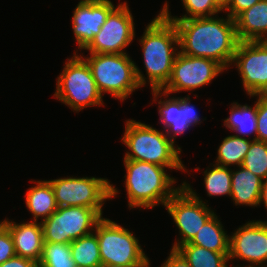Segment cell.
I'll return each mask as SVG.
<instances>
[{"label": "cell", "instance_id": "cell-20", "mask_svg": "<svg viewBox=\"0 0 267 267\" xmlns=\"http://www.w3.org/2000/svg\"><path fill=\"white\" fill-rule=\"evenodd\" d=\"M30 182H34L35 185L31 188L29 187L26 192L25 204L27 210L33 216V220L31 221L38 222V219H40V222H42L58 208L55 194L48 180H30Z\"/></svg>", "mask_w": 267, "mask_h": 267}, {"label": "cell", "instance_id": "cell-39", "mask_svg": "<svg viewBox=\"0 0 267 267\" xmlns=\"http://www.w3.org/2000/svg\"><path fill=\"white\" fill-rule=\"evenodd\" d=\"M229 267H253V266H244V264H243V266H239V265H237V266H229Z\"/></svg>", "mask_w": 267, "mask_h": 267}, {"label": "cell", "instance_id": "cell-31", "mask_svg": "<svg viewBox=\"0 0 267 267\" xmlns=\"http://www.w3.org/2000/svg\"><path fill=\"white\" fill-rule=\"evenodd\" d=\"M16 256L15 246L9 230L0 223V265Z\"/></svg>", "mask_w": 267, "mask_h": 267}, {"label": "cell", "instance_id": "cell-35", "mask_svg": "<svg viewBox=\"0 0 267 267\" xmlns=\"http://www.w3.org/2000/svg\"><path fill=\"white\" fill-rule=\"evenodd\" d=\"M187 114H188V121L191 124L192 127H195L196 125H201L202 118L200 115H198L195 105L191 104V98L189 94H187Z\"/></svg>", "mask_w": 267, "mask_h": 267}, {"label": "cell", "instance_id": "cell-11", "mask_svg": "<svg viewBox=\"0 0 267 267\" xmlns=\"http://www.w3.org/2000/svg\"><path fill=\"white\" fill-rule=\"evenodd\" d=\"M134 18L127 2L119 3L108 15L100 31L84 49L88 54H123L135 39Z\"/></svg>", "mask_w": 267, "mask_h": 267}, {"label": "cell", "instance_id": "cell-38", "mask_svg": "<svg viewBox=\"0 0 267 267\" xmlns=\"http://www.w3.org/2000/svg\"><path fill=\"white\" fill-rule=\"evenodd\" d=\"M151 265H130V266H119V265H101V267H150Z\"/></svg>", "mask_w": 267, "mask_h": 267}, {"label": "cell", "instance_id": "cell-14", "mask_svg": "<svg viewBox=\"0 0 267 267\" xmlns=\"http://www.w3.org/2000/svg\"><path fill=\"white\" fill-rule=\"evenodd\" d=\"M229 261L242 260L253 267H267V221L251 220L231 232Z\"/></svg>", "mask_w": 267, "mask_h": 267}, {"label": "cell", "instance_id": "cell-29", "mask_svg": "<svg viewBox=\"0 0 267 267\" xmlns=\"http://www.w3.org/2000/svg\"><path fill=\"white\" fill-rule=\"evenodd\" d=\"M241 166L263 181L267 179V142L253 140Z\"/></svg>", "mask_w": 267, "mask_h": 267}, {"label": "cell", "instance_id": "cell-18", "mask_svg": "<svg viewBox=\"0 0 267 267\" xmlns=\"http://www.w3.org/2000/svg\"><path fill=\"white\" fill-rule=\"evenodd\" d=\"M239 41H267V0H260L235 18Z\"/></svg>", "mask_w": 267, "mask_h": 267}, {"label": "cell", "instance_id": "cell-24", "mask_svg": "<svg viewBox=\"0 0 267 267\" xmlns=\"http://www.w3.org/2000/svg\"><path fill=\"white\" fill-rule=\"evenodd\" d=\"M252 141L233 134L226 136L218 146L214 164L224 167L241 166Z\"/></svg>", "mask_w": 267, "mask_h": 267}, {"label": "cell", "instance_id": "cell-10", "mask_svg": "<svg viewBox=\"0 0 267 267\" xmlns=\"http://www.w3.org/2000/svg\"><path fill=\"white\" fill-rule=\"evenodd\" d=\"M102 217L92 208L80 206L58 207L41 222L43 241L70 244L94 232Z\"/></svg>", "mask_w": 267, "mask_h": 267}, {"label": "cell", "instance_id": "cell-4", "mask_svg": "<svg viewBox=\"0 0 267 267\" xmlns=\"http://www.w3.org/2000/svg\"><path fill=\"white\" fill-rule=\"evenodd\" d=\"M121 142L128 148L123 159L154 163L163 167H186L180 158L181 147L164 130L128 119Z\"/></svg>", "mask_w": 267, "mask_h": 267}, {"label": "cell", "instance_id": "cell-28", "mask_svg": "<svg viewBox=\"0 0 267 267\" xmlns=\"http://www.w3.org/2000/svg\"><path fill=\"white\" fill-rule=\"evenodd\" d=\"M38 267H76L72 260L70 244L44 242Z\"/></svg>", "mask_w": 267, "mask_h": 267}, {"label": "cell", "instance_id": "cell-40", "mask_svg": "<svg viewBox=\"0 0 267 267\" xmlns=\"http://www.w3.org/2000/svg\"><path fill=\"white\" fill-rule=\"evenodd\" d=\"M86 1H90V0H80V2H86Z\"/></svg>", "mask_w": 267, "mask_h": 267}, {"label": "cell", "instance_id": "cell-16", "mask_svg": "<svg viewBox=\"0 0 267 267\" xmlns=\"http://www.w3.org/2000/svg\"><path fill=\"white\" fill-rule=\"evenodd\" d=\"M151 92L154 104L155 102L158 104L159 123L163 124L166 136L176 143V137L192 127L188 121L187 96L171 97L163 90H151Z\"/></svg>", "mask_w": 267, "mask_h": 267}, {"label": "cell", "instance_id": "cell-7", "mask_svg": "<svg viewBox=\"0 0 267 267\" xmlns=\"http://www.w3.org/2000/svg\"><path fill=\"white\" fill-rule=\"evenodd\" d=\"M58 207L80 206L94 209L103 217V205L119 191L107 178L62 177L48 180Z\"/></svg>", "mask_w": 267, "mask_h": 267}, {"label": "cell", "instance_id": "cell-19", "mask_svg": "<svg viewBox=\"0 0 267 267\" xmlns=\"http://www.w3.org/2000/svg\"><path fill=\"white\" fill-rule=\"evenodd\" d=\"M235 169H231V200L236 206H259L263 180L243 166Z\"/></svg>", "mask_w": 267, "mask_h": 267}, {"label": "cell", "instance_id": "cell-21", "mask_svg": "<svg viewBox=\"0 0 267 267\" xmlns=\"http://www.w3.org/2000/svg\"><path fill=\"white\" fill-rule=\"evenodd\" d=\"M230 116L225 118L223 125L230 131L236 132L242 138L256 140L257 133V98L254 106L233 102L230 105Z\"/></svg>", "mask_w": 267, "mask_h": 267}, {"label": "cell", "instance_id": "cell-5", "mask_svg": "<svg viewBox=\"0 0 267 267\" xmlns=\"http://www.w3.org/2000/svg\"><path fill=\"white\" fill-rule=\"evenodd\" d=\"M79 54L73 53L65 61L63 70L57 77L53 95L75 113L87 107L104 105V96L97 88L90 66Z\"/></svg>", "mask_w": 267, "mask_h": 267}, {"label": "cell", "instance_id": "cell-8", "mask_svg": "<svg viewBox=\"0 0 267 267\" xmlns=\"http://www.w3.org/2000/svg\"><path fill=\"white\" fill-rule=\"evenodd\" d=\"M94 233L99 241L102 265H151L139 239L128 228L102 217Z\"/></svg>", "mask_w": 267, "mask_h": 267}, {"label": "cell", "instance_id": "cell-26", "mask_svg": "<svg viewBox=\"0 0 267 267\" xmlns=\"http://www.w3.org/2000/svg\"><path fill=\"white\" fill-rule=\"evenodd\" d=\"M204 172V187L208 197H231V168L211 163Z\"/></svg>", "mask_w": 267, "mask_h": 267}, {"label": "cell", "instance_id": "cell-32", "mask_svg": "<svg viewBox=\"0 0 267 267\" xmlns=\"http://www.w3.org/2000/svg\"><path fill=\"white\" fill-rule=\"evenodd\" d=\"M260 0H232L225 12L230 18L235 19L241 12L252 7Z\"/></svg>", "mask_w": 267, "mask_h": 267}, {"label": "cell", "instance_id": "cell-36", "mask_svg": "<svg viewBox=\"0 0 267 267\" xmlns=\"http://www.w3.org/2000/svg\"><path fill=\"white\" fill-rule=\"evenodd\" d=\"M262 204H264V205H262ZM260 205L264 206L267 210V179H265L262 183L259 207H260Z\"/></svg>", "mask_w": 267, "mask_h": 267}, {"label": "cell", "instance_id": "cell-34", "mask_svg": "<svg viewBox=\"0 0 267 267\" xmlns=\"http://www.w3.org/2000/svg\"><path fill=\"white\" fill-rule=\"evenodd\" d=\"M0 267H38V263L28 258L14 256L2 263Z\"/></svg>", "mask_w": 267, "mask_h": 267}, {"label": "cell", "instance_id": "cell-15", "mask_svg": "<svg viewBox=\"0 0 267 267\" xmlns=\"http://www.w3.org/2000/svg\"><path fill=\"white\" fill-rule=\"evenodd\" d=\"M116 7L111 0L78 2L72 15V30L77 42V53L84 50L105 23L109 13Z\"/></svg>", "mask_w": 267, "mask_h": 267}, {"label": "cell", "instance_id": "cell-23", "mask_svg": "<svg viewBox=\"0 0 267 267\" xmlns=\"http://www.w3.org/2000/svg\"><path fill=\"white\" fill-rule=\"evenodd\" d=\"M190 267H228L229 252H214L204 247L185 243L176 249Z\"/></svg>", "mask_w": 267, "mask_h": 267}, {"label": "cell", "instance_id": "cell-13", "mask_svg": "<svg viewBox=\"0 0 267 267\" xmlns=\"http://www.w3.org/2000/svg\"><path fill=\"white\" fill-rule=\"evenodd\" d=\"M248 96L267 94V41H239L231 65Z\"/></svg>", "mask_w": 267, "mask_h": 267}, {"label": "cell", "instance_id": "cell-2", "mask_svg": "<svg viewBox=\"0 0 267 267\" xmlns=\"http://www.w3.org/2000/svg\"><path fill=\"white\" fill-rule=\"evenodd\" d=\"M137 39L141 44L147 75L145 77L135 63L138 84L145 87L149 83L151 90H162L171 77L174 60L179 53L175 24L160 12L148 23L140 39Z\"/></svg>", "mask_w": 267, "mask_h": 267}, {"label": "cell", "instance_id": "cell-27", "mask_svg": "<svg viewBox=\"0 0 267 267\" xmlns=\"http://www.w3.org/2000/svg\"><path fill=\"white\" fill-rule=\"evenodd\" d=\"M183 9L186 13L182 16H172L171 9H169V2L166 1L161 7L160 12L168 20H180V19H192V18H203L213 17L222 13L223 11L216 5L214 0H181Z\"/></svg>", "mask_w": 267, "mask_h": 267}, {"label": "cell", "instance_id": "cell-6", "mask_svg": "<svg viewBox=\"0 0 267 267\" xmlns=\"http://www.w3.org/2000/svg\"><path fill=\"white\" fill-rule=\"evenodd\" d=\"M80 55L86 60L102 96L109 93L114 99L124 101L141 88L135 73V62L128 53Z\"/></svg>", "mask_w": 267, "mask_h": 267}, {"label": "cell", "instance_id": "cell-12", "mask_svg": "<svg viewBox=\"0 0 267 267\" xmlns=\"http://www.w3.org/2000/svg\"><path fill=\"white\" fill-rule=\"evenodd\" d=\"M224 70L215 60L179 52L174 60L171 77L162 90L169 94L193 92L212 83Z\"/></svg>", "mask_w": 267, "mask_h": 267}, {"label": "cell", "instance_id": "cell-17", "mask_svg": "<svg viewBox=\"0 0 267 267\" xmlns=\"http://www.w3.org/2000/svg\"><path fill=\"white\" fill-rule=\"evenodd\" d=\"M1 223L9 230L16 256L28 258L39 263L43 253V229L41 222L29 221L17 223L5 218Z\"/></svg>", "mask_w": 267, "mask_h": 267}, {"label": "cell", "instance_id": "cell-30", "mask_svg": "<svg viewBox=\"0 0 267 267\" xmlns=\"http://www.w3.org/2000/svg\"><path fill=\"white\" fill-rule=\"evenodd\" d=\"M250 97H257L256 140L267 142V94L252 95Z\"/></svg>", "mask_w": 267, "mask_h": 267}, {"label": "cell", "instance_id": "cell-9", "mask_svg": "<svg viewBox=\"0 0 267 267\" xmlns=\"http://www.w3.org/2000/svg\"><path fill=\"white\" fill-rule=\"evenodd\" d=\"M183 186L166 202L165 208L179 230V236L172 244L176 250L190 242L201 227L215 214L201 199L192 186L185 181Z\"/></svg>", "mask_w": 267, "mask_h": 267}, {"label": "cell", "instance_id": "cell-3", "mask_svg": "<svg viewBox=\"0 0 267 267\" xmlns=\"http://www.w3.org/2000/svg\"><path fill=\"white\" fill-rule=\"evenodd\" d=\"M126 175L125 189L129 209H153L166 202L183 186L166 171L180 170L188 173L186 167H163L154 163L123 159Z\"/></svg>", "mask_w": 267, "mask_h": 267}, {"label": "cell", "instance_id": "cell-33", "mask_svg": "<svg viewBox=\"0 0 267 267\" xmlns=\"http://www.w3.org/2000/svg\"><path fill=\"white\" fill-rule=\"evenodd\" d=\"M169 256L160 267H190L185 258L174 249H170Z\"/></svg>", "mask_w": 267, "mask_h": 267}, {"label": "cell", "instance_id": "cell-22", "mask_svg": "<svg viewBox=\"0 0 267 267\" xmlns=\"http://www.w3.org/2000/svg\"><path fill=\"white\" fill-rule=\"evenodd\" d=\"M218 217L215 213L189 243L214 252H229L230 235Z\"/></svg>", "mask_w": 267, "mask_h": 267}, {"label": "cell", "instance_id": "cell-1", "mask_svg": "<svg viewBox=\"0 0 267 267\" xmlns=\"http://www.w3.org/2000/svg\"><path fill=\"white\" fill-rule=\"evenodd\" d=\"M225 16L170 20L178 33L179 52L215 60L228 71L239 40L235 19Z\"/></svg>", "mask_w": 267, "mask_h": 267}, {"label": "cell", "instance_id": "cell-25", "mask_svg": "<svg viewBox=\"0 0 267 267\" xmlns=\"http://www.w3.org/2000/svg\"><path fill=\"white\" fill-rule=\"evenodd\" d=\"M70 249L76 267H101L99 241L94 232L71 242Z\"/></svg>", "mask_w": 267, "mask_h": 267}, {"label": "cell", "instance_id": "cell-37", "mask_svg": "<svg viewBox=\"0 0 267 267\" xmlns=\"http://www.w3.org/2000/svg\"><path fill=\"white\" fill-rule=\"evenodd\" d=\"M214 1L216 5L224 12L229 7L232 0H214Z\"/></svg>", "mask_w": 267, "mask_h": 267}]
</instances>
